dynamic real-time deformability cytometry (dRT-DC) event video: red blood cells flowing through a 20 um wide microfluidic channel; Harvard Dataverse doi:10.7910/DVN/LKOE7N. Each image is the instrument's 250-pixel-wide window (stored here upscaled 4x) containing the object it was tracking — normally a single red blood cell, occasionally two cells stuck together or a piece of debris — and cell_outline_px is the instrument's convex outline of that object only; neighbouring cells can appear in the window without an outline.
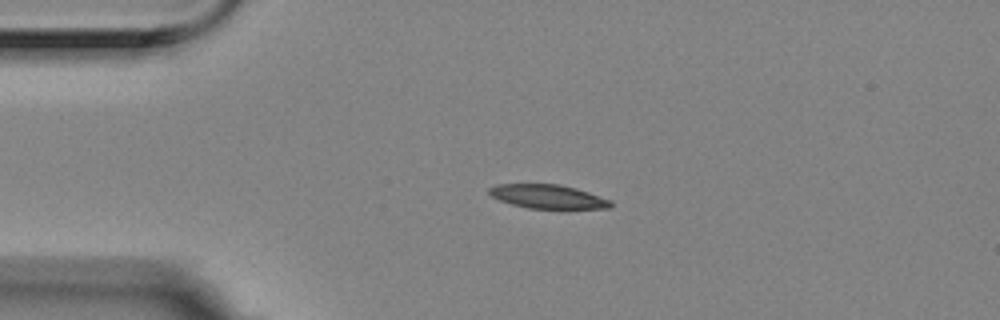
{"species": "Egyptian fruit bat (a non-hibernating species)", "species_latin": "Rousettus aegyptiacus", "temperature_condition": "room temperature", "stored_images_in_passage": 4, "camera_frame_rate_fps": 3000, "um_per_image_px": 0.085, "animal": {"sex": "female"}, "frame": {"image": 1, "passage_image": 3, "time_ms": 0.667, "image_size_px": [1000, 320], "cell_outline_px": [[612, 208], [528, 208], [512, 204], [500, 200], [492, 196], [488, 192], [488, 188], [496, 184], [560, 184], [576, 188], [612, 200]], "centroid_in_image_um": [46.57, 16.7], "position_along_channel_um": 38.4, "area_um2": 16.82}}